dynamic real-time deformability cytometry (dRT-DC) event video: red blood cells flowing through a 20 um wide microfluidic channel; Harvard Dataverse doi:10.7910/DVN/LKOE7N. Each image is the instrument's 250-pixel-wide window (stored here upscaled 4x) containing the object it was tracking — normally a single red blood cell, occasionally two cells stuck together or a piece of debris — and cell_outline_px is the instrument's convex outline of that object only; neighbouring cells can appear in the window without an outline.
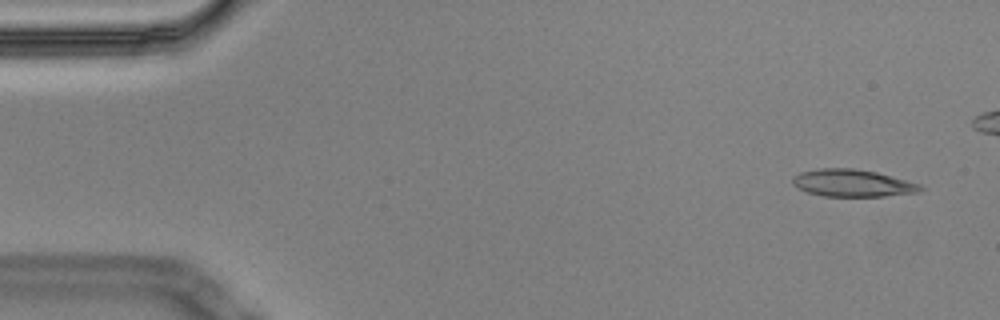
{"species": "Egyptian fruit bat (a non-hibernating species)", "species_latin": "Rousettus aegyptiacus", "temperature_condition": "cold", "stored_images_in_passage": 5, "camera_frame_rate_fps": 3000, "um_per_image_px": 0.085, "animal": {"sex": "male"}, "frame": {"image": 1, "passage_image": 1, "time_ms": 0.0, "image_size_px": [1000, 320], "cell_outline_px": [[924, 188], [920, 192], [884, 196], [824, 196], [808, 192], [792, 184], [792, 176], [800, 172], [820, 168], [852, 168], [876, 172], [920, 184]], "centroid_in_image_um": [72.45, 15.56], "position_along_channel_um": 12.5, "area_um2": 20.17}}